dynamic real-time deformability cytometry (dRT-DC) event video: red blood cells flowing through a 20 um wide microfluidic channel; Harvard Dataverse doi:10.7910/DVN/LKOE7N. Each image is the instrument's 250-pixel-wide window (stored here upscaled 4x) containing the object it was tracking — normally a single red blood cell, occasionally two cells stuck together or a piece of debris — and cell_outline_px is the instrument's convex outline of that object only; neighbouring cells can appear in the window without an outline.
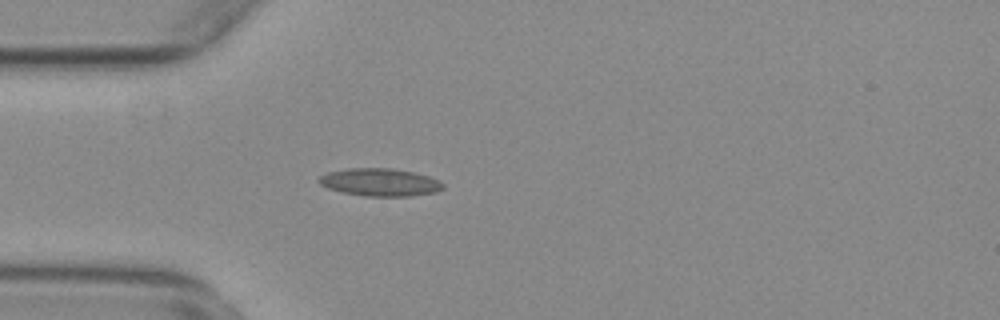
{"species": "common noctule bat (a hibernating species)", "species_latin": "Nyctalus noctula", "temperature_condition": "warm", "stored_images_in_passage": 53, "camera_frame_rate_fps": 3000, "um_per_image_px": 0.085, "animal": {"sex": "female", "body_mass_g": 29.2, "forearm_length_mm": 56.3}, "frame": {"image": 1, "passage_image": 14, "time_ms": 4.333, "image_size_px": [1000, 320], "cell_outline_px": [[444, 188], [436, 192], [408, 196], [368, 196], [344, 192], [328, 188], [320, 184], [316, 180], [320, 176], [328, 172], [348, 168], [388, 168], [412, 172], [428, 176], [440, 180], [444, 184]], "centroid_in_image_um": [32.3, 15.49], "position_along_channel_um": 52.7, "area_um2": 19.88}}
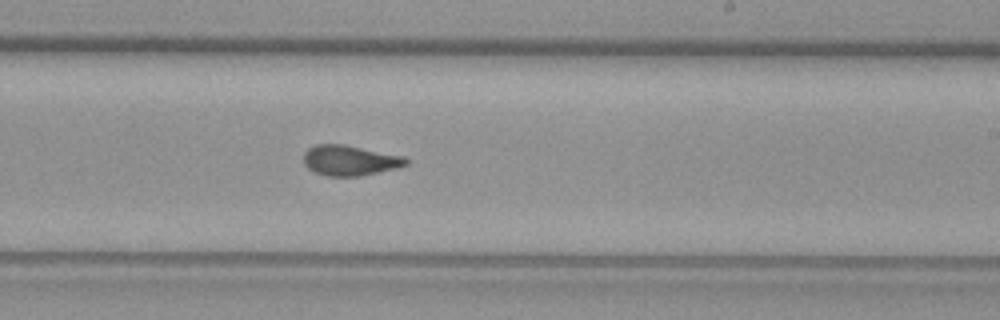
{"frame": {"image": 2, "passage_image": 31, "time_ms": 10.0, "image_size_px": [1000, 320], "cell_outline_px": [[408, 164], [396, 168], [360, 176], [328, 176], [316, 172], [308, 168], [304, 164], [304, 152], [308, 148], [316, 144], [344, 144], [404, 156], [408, 160]], "centroid_in_image_um": [29.73, 13.62], "position_along_channel_um": 259.3, "area_um2": 18.03}}
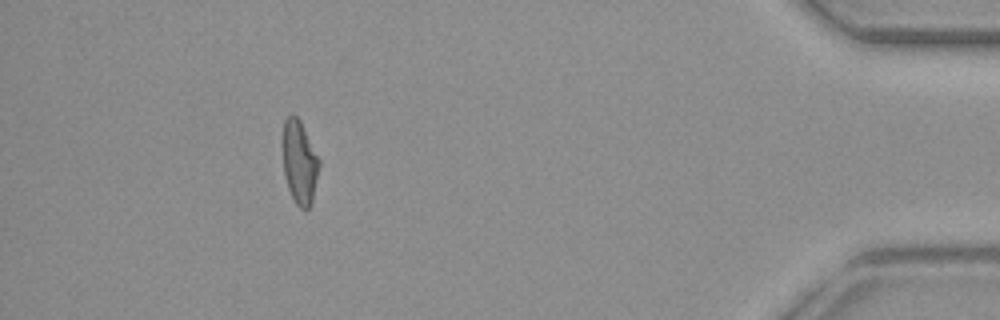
{"frame": {"image": 3, "passage_image": 48, "time_ms": 15.667, "image_size_px": [1000, 320], "cell_outline_px": [[320, 164], [312, 204], [308, 208], [300, 208], [296, 204], [288, 188], [284, 176], [280, 144], [280, 140], [284, 120], [288, 116], [296, 116], [300, 120], [320, 160]], "centroid_in_image_um": [25.42, 13.77], "position_along_channel_um": 409.8, "area_um2": 18.26}, "authors_computed_cell_mechanics": {"area_um2": 18.1492, "velocity_mm_per_s": 3.7719, "shape_relaxation_time_tau1_ms": null, "shape_relaxation_time_tau2_ms": 1.6724, "deformation_change_tau1": null, "deformation_change_tau2": 0.0981}}